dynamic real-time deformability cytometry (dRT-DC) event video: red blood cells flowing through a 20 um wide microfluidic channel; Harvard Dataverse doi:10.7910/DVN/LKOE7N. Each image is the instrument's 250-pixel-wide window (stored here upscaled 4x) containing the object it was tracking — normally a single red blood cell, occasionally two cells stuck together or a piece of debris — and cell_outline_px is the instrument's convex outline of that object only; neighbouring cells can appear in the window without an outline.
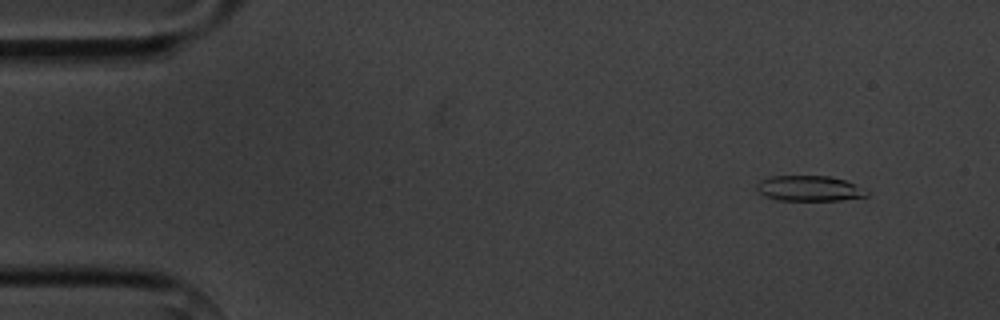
{"species": "common noctule bat (a hibernating species)", "species_latin": "Nyctalus noctula", "temperature_condition": "cold", "stored_images_in_passage": 6, "camera_frame_rate_fps": 3000, "um_per_image_px": 0.085, "animal": {"sex": "male", "body_mass_g": 20.1, "forearm_length_mm": 53.5}, "frame": {"image": 1, "passage_image": 2, "time_ms": 1.333, "image_size_px": [1000, 320], "cell_outline_px": [[868, 196], [840, 200], [780, 200], [764, 196], [756, 192], [756, 184], [760, 180], [772, 176], [828, 176], [844, 180], [868, 192]], "centroid_in_image_um": [68.71, 16.02], "position_along_channel_um": 16.3, "area_um2": 16.13}}
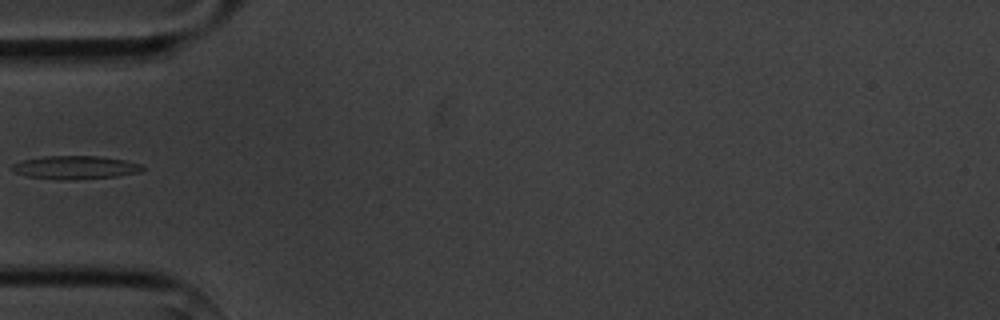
{"frame": {"image": 2, "passage_image": 5, "time_ms": 5.667, "image_size_px": [1000, 320], "cell_outline_px": [[144, 168], [140, 172], [116, 176], [72, 180], [60, 180], [28, 176], [12, 172], [12, 164], [24, 160], [44, 156], [100, 156], [124, 160], [140, 164]], "centroid_in_image_um": [6.38, 14.23], "position_along_channel_um": 78.6, "area_um2": 17.63}}
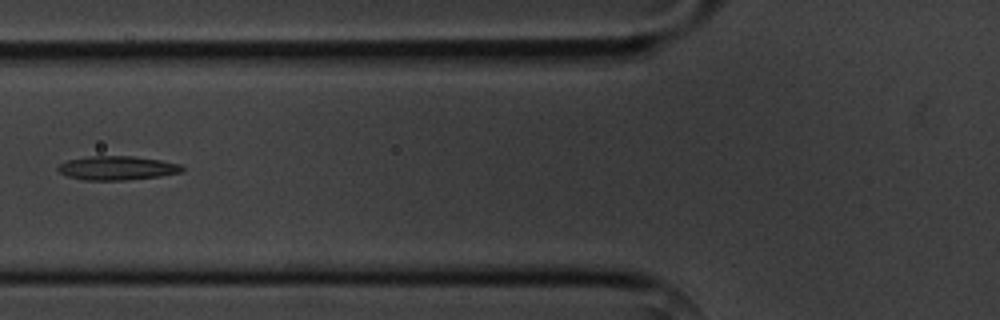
{"frame": {"image": 3, "passage_image": 6, "time_ms": 6.667, "image_size_px": [1000, 320], "cell_outline_px": [[184, 172], [160, 176], [128, 180], [84, 180], [68, 176], [60, 172], [56, 168], [60, 164], [68, 160], [88, 156], [132, 156], [160, 160], [180, 164], [184, 168]], "centroid_in_image_um": [9.98, 14.28], "position_along_channel_um": 115.8, "area_um2": 17.34}}